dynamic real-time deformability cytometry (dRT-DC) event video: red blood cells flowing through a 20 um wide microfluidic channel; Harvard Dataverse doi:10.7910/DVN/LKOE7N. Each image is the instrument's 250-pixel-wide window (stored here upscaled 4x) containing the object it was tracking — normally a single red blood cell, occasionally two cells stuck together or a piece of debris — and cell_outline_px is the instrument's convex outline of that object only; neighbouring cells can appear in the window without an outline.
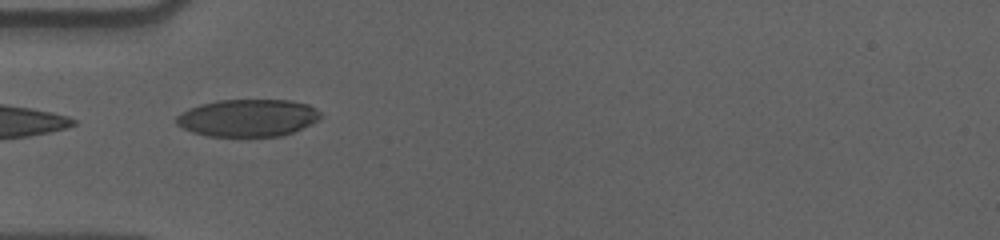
{"species": "human", "species_latin": "Homo sapiens", "temperature_condition": "cold", "stored_images_in_passage": 25, "camera_frame_rate_fps": 3000, "um_per_image_px": 0.085, "donor": {"sex": "male"}, "frame": {"image": 1, "passage_image": 1, "time_ms": 0.0, "image_size_px": [1000, 240], "cell_outline_px": [[324, 116], [312, 124], [292, 132], [280, 136], [208, 136], [192, 132], [176, 124], [176, 116], [188, 108], [200, 104], [216, 100], [288, 100], [308, 104], [316, 108]], "centroid_in_image_um": [21.08, 10.01], "position_along_channel_um": 63.9, "area_um2": 31.5}}
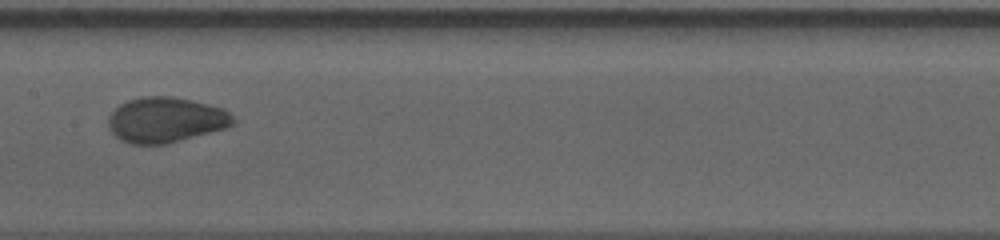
{"frame": {"image": 2, "passage_image": 12, "time_ms": 3.667, "image_size_px": [1000, 240], "cell_outline_px": [[236, 120], [228, 128], [164, 144], [132, 144], [120, 140], [108, 128], [108, 116], [120, 104], [128, 100], [144, 96], [172, 96], [224, 108], [236, 116]], "centroid_in_image_um": [14.1, 10.19], "position_along_channel_um": 193.3, "area_um2": 33.06}}
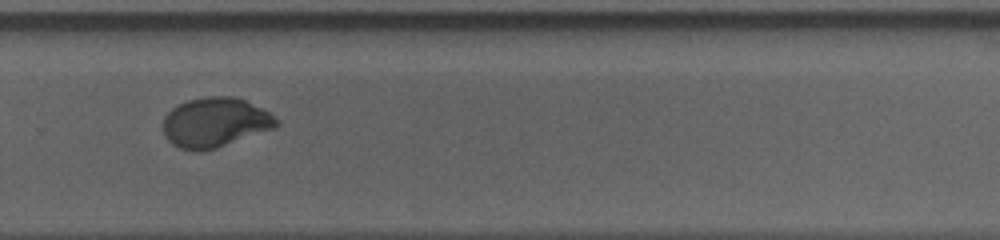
{"frame": {"image": 3, "passage_image": 22, "time_ms": 7.0, "image_size_px": [1000, 240], "cell_outline_px": [[280, 124], [276, 128], [216, 148], [200, 152], [196, 152], [180, 148], [172, 144], [164, 136], [164, 116], [172, 108], [188, 100], [208, 96], [232, 96], [244, 100], [268, 112], [280, 120]], "centroid_in_image_um": [18.29, 10.42], "position_along_channel_um": 311.5, "area_um2": 32.83}}